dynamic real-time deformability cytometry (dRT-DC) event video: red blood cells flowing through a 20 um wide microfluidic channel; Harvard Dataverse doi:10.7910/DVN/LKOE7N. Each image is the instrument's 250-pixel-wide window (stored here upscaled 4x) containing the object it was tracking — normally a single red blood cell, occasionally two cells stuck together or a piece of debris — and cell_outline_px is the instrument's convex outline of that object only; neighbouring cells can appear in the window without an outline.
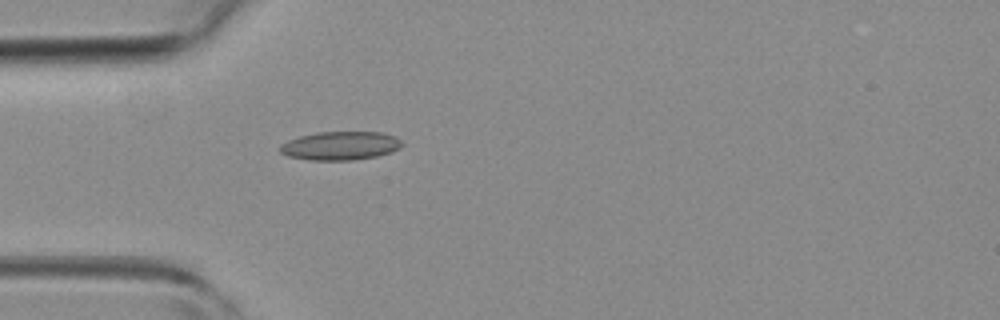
{"species": "common noctule bat (a hibernating species)", "species_latin": "Nyctalus noctula", "temperature_condition": "room temperature", "stored_images_in_passage": 4, "camera_frame_rate_fps": 3000, "um_per_image_px": 0.085, "animal": {"sex": "female", "body_mass_g": 19.3, "forearm_length_mm": 54.1}, "frame": {"image": 1, "passage_image": 4, "time_ms": 3.333, "image_size_px": [1000, 320], "cell_outline_px": [[404, 144], [400, 148], [392, 152], [376, 156], [352, 160], [308, 160], [288, 156], [280, 152], [280, 144], [288, 140], [300, 136], [316, 132], [384, 132], [396, 136]], "centroid_in_image_um": [28.95, 12.38], "position_along_channel_um": 56.0, "area_um2": 20.46}}